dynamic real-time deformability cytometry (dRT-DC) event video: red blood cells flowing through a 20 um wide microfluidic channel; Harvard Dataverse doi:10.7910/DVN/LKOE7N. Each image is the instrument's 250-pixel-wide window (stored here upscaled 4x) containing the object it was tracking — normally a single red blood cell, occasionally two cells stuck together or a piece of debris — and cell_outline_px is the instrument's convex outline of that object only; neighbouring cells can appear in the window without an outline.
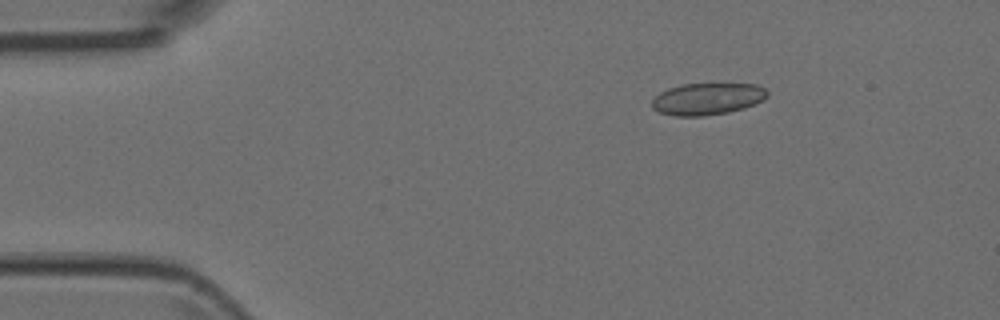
{"species": "Egyptian fruit bat (a non-hibernating species)", "species_latin": "Rousettus aegyptiacus", "temperature_condition": "room temperature", "stored_images_in_passage": 3, "camera_frame_rate_fps": 3000, "um_per_image_px": 0.085, "animal": {"sex": "female"}, "frame": {"image": 1, "passage_image": 3, "time_ms": 0.667, "image_size_px": [1000, 320], "cell_outline_px": [[768, 96], [764, 100], [744, 108], [728, 112], [704, 116], [676, 116], [660, 112], [652, 108], [652, 100], [660, 92], [668, 88], [680, 84], [756, 84], [764, 88], [768, 92]], "centroid_in_image_um": [60.13, 8.4], "position_along_channel_um": 24.9, "area_um2": 21.44}}